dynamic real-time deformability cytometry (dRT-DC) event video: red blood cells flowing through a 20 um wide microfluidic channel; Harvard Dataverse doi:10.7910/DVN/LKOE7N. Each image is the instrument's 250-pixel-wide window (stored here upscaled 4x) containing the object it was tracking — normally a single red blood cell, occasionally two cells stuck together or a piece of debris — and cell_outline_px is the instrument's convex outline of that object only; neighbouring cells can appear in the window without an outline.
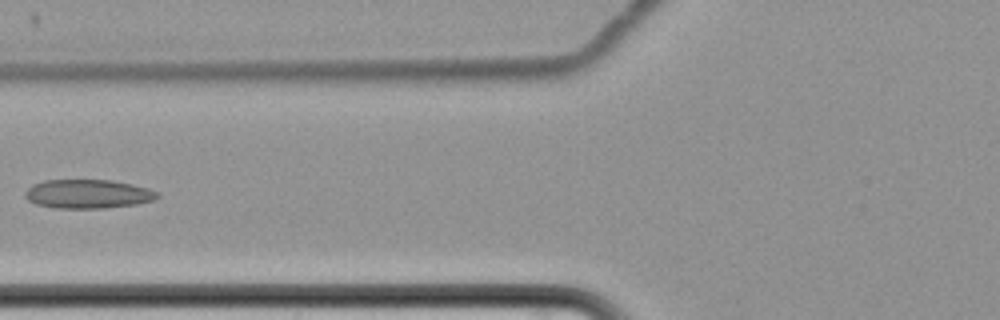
{"species": "common noctule bat (a hibernating species)", "species_latin": "Nyctalus noctula", "temperature_condition": "cold", "stored_images_in_passage": 9, "camera_frame_rate_fps": 3000, "um_per_image_px": 0.085, "animal": {"sex": "female", "body_mass_g": 22.7, "forearm_length_mm": 54.2}, "frame": {"image": 1, "passage_image": 7, "time_ms": 8.333, "image_size_px": [1000, 320], "cell_outline_px": [[160, 196], [156, 200], [136, 204], [104, 208], [52, 208], [36, 204], [28, 200], [24, 196], [24, 192], [32, 184], [44, 180], [112, 180], [132, 184], [148, 188], [160, 192]], "centroid_in_image_um": [7.49, 16.48], "position_along_channel_um": 118.3, "area_um2": 22.54}}
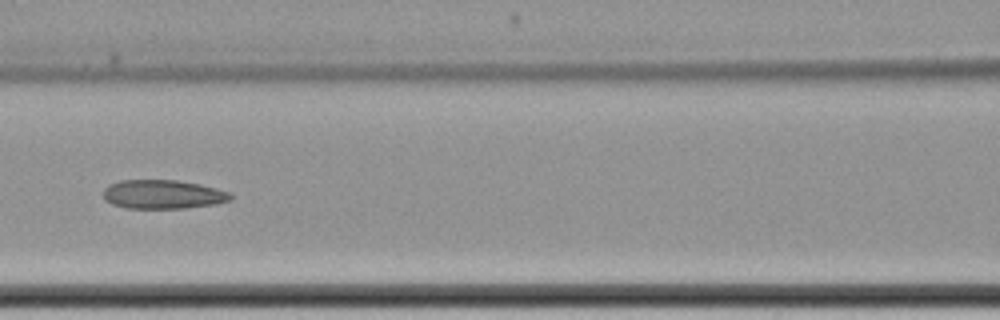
{"frame": {"image": 2, "passage_image": 8, "time_ms": 9.333, "image_size_px": [1000, 320], "cell_outline_px": [[232, 200], [216, 204], [184, 208], [124, 208], [112, 204], [104, 200], [104, 188], [108, 184], [120, 180], [176, 180], [200, 184], [216, 188], [228, 192], [232, 196]], "centroid_in_image_um": [13.83, 16.52], "position_along_channel_um": 152.8, "area_um2": 21.56}}
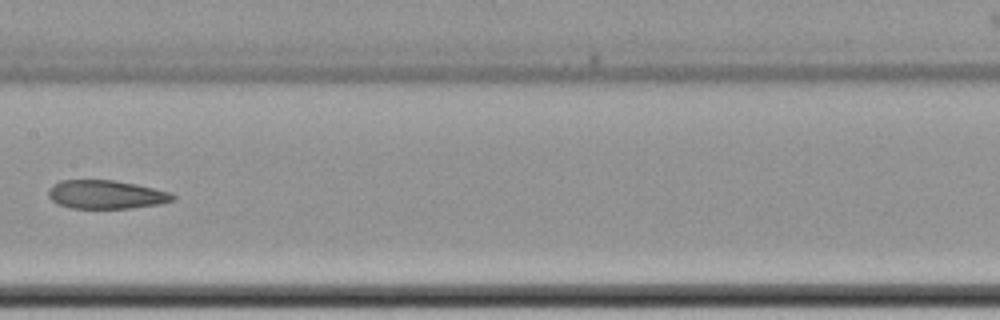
{"frame": {"image": 3, "passage_image": 9, "time_ms": 10.667, "image_size_px": [1000, 320], "cell_outline_px": [[176, 200], [160, 204], [128, 208], [68, 208], [56, 204], [48, 196], [48, 192], [52, 184], [60, 180], [112, 180], [136, 184], [168, 192], [176, 196]], "centroid_in_image_um": [8.98, 16.54], "position_along_channel_um": 198.4, "area_um2": 20.75}}